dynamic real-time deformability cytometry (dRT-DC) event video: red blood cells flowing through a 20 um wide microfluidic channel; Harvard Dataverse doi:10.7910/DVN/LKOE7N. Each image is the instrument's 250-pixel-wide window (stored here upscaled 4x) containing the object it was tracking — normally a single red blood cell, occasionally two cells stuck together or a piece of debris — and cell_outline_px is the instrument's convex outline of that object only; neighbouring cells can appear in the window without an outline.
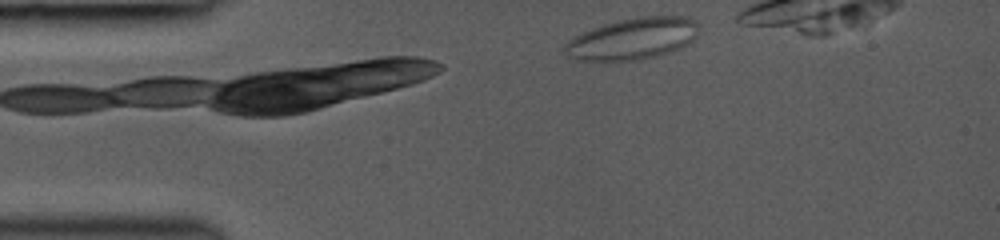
{"species": "common noctule bat (a hibernating species)", "species_latin": "Nyctalus noctula", "temperature_condition": "room temperature", "stored_images_in_passage": 2, "camera_frame_rate_fps": 3000, "um_per_image_px": 0.085, "animal": {"sex": "female", "body_mass_g": 19.0, "forearm_length_mm": 53.3}, "frame": {"image": 1, "passage_image": 2, "time_ms": 0.333, "image_size_px": [1000, 240], "cell_outline_px": [[700, 28], [696, 36], [688, 44], [680, 48], [656, 56], [636, 60], [576, 60], [568, 56], [564, 52], [564, 44], [568, 40], [592, 28], [616, 20], [640, 16], [688, 16], [696, 20]], "centroid_in_image_um": [53.81, 3.27], "position_along_channel_um": 31.2, "area_um2": 32.54}}